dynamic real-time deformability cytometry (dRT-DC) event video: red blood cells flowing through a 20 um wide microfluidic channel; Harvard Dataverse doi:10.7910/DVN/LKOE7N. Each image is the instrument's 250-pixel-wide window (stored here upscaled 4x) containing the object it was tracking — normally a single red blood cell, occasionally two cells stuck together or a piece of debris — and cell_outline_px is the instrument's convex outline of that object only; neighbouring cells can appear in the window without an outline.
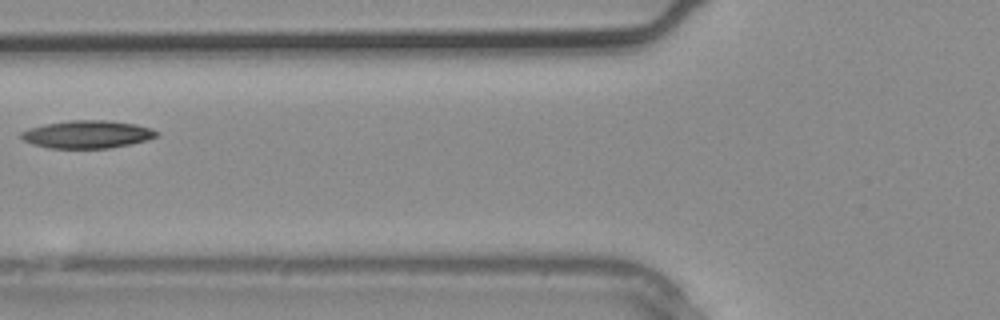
{"species": "common noctule bat (a hibernating species)", "species_latin": "Nyctalus noctula", "temperature_condition": "warm", "stored_images_in_passage": 4, "camera_frame_rate_fps": 3000, "um_per_image_px": 0.085, "animal": {"sex": "male", "body_mass_g": 20.4}, "frame": {"image": 1, "passage_image": 4, "time_ms": 1.0, "image_size_px": [1000, 320], "cell_outline_px": [[160, 136], [148, 140], [132, 144], [112, 148], [48, 148], [32, 144], [24, 140], [20, 136], [20, 132], [28, 128], [44, 124], [72, 120], [104, 120], [136, 124], [152, 128], [160, 132]], "centroid_in_image_um": [7.46, 11.42], "position_along_channel_um": 118.3, "area_um2": 22.2}}